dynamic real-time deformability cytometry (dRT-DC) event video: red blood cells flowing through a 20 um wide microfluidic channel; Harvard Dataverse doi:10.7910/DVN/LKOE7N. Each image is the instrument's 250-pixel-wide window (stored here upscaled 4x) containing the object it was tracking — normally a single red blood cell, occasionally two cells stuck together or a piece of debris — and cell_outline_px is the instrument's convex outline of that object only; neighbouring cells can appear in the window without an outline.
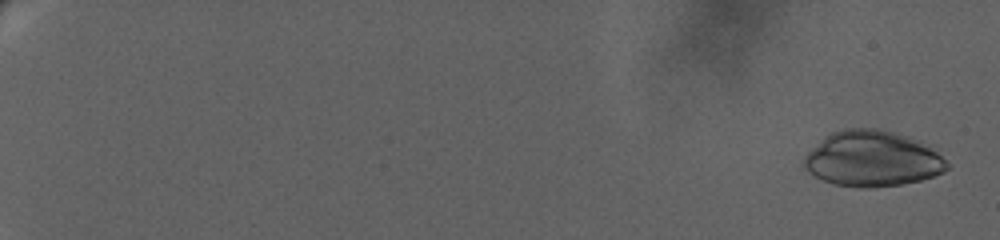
{"species": "human", "species_latin": "Homo sapiens", "temperature_condition": "warm", "stored_images_in_passage": 19, "camera_frame_rate_fps": 3000, "um_per_image_px": 0.085, "donor": {"sex": "female"}, "frame": {"image": 1, "passage_image": 3, "time_ms": 0.667, "image_size_px": [1000, 240], "cell_outline_px": [[948, 168], [944, 172], [920, 180], [900, 184], [868, 188], [856, 188], [836, 184], [824, 180], [808, 172], [804, 168], [804, 156], [812, 148], [832, 132], [844, 128], [876, 128], [908, 136], [936, 152], [948, 164]], "centroid_in_image_um": [74.11, 13.5], "position_along_channel_um": 10.9, "area_um2": 45.72}}
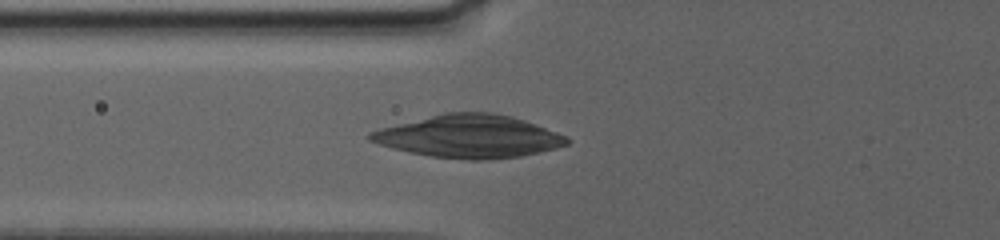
{"frame": {"image": 2, "passage_image": 17, "time_ms": 11.0, "image_size_px": [1000, 240], "cell_outline_px": [[572, 140], [568, 144], [556, 148], [540, 152], [520, 156], [488, 160], [468, 160], [432, 156], [408, 152], [392, 148], [368, 140], [368, 132], [380, 128], [444, 112], [492, 112], [512, 116], [536, 124], [568, 136]], "centroid_in_image_um": [39.89, 11.59], "position_along_channel_um": 85.9, "area_um2": 49.19}}
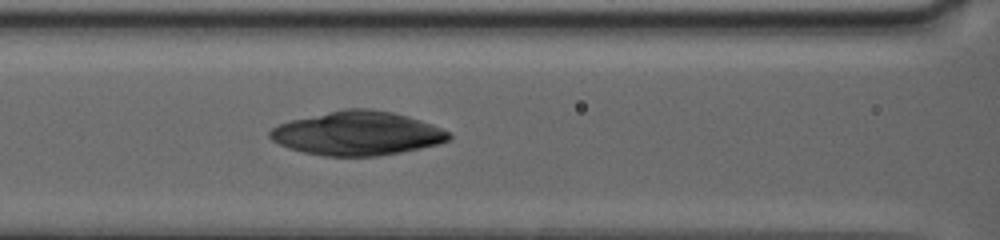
{"frame": {"image": 3, "passage_image": 19, "time_ms": 12.667, "image_size_px": [1000, 240], "cell_outline_px": [[452, 136], [448, 140], [440, 144], [400, 152], [376, 156], [324, 156], [304, 152], [288, 148], [272, 140], [268, 136], [268, 132], [272, 128], [280, 124], [292, 120], [344, 108], [368, 108], [392, 112], [408, 116], [432, 124], [452, 132]], "centroid_in_image_um": [30.4, 11.33], "position_along_channel_um": 136.2, "area_um2": 45.78}}